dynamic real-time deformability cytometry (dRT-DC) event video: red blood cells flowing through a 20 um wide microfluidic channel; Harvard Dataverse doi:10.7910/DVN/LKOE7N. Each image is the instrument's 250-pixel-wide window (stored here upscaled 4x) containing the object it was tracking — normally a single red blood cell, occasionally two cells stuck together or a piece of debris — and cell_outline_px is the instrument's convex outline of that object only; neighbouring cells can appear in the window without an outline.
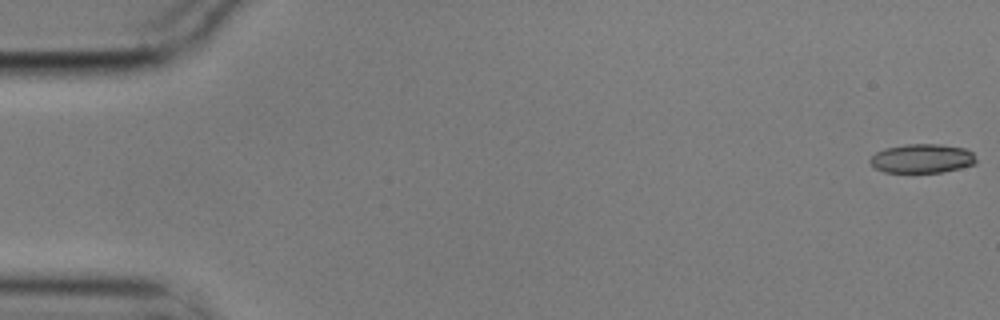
{"species": "common noctule bat (a hibernating species)", "species_latin": "Nyctalus noctula", "temperature_condition": "cold", "stored_images_in_passage": 7, "camera_frame_rate_fps": 3000, "um_per_image_px": 0.085, "animal": {"sex": "male", "body_mass_g": 17.9}, "frame": {"image": 1, "passage_image": 1, "time_ms": 0.0, "image_size_px": [1000, 320], "cell_outline_px": [[976, 164], [960, 168], [940, 172], [884, 172], [876, 168], [868, 160], [876, 152], [884, 148], [908, 144], [940, 144], [964, 148], [972, 152], [976, 160]], "centroid_in_image_um": [78.37, 13.46], "position_along_channel_um": 6.6, "area_um2": 17.86}}
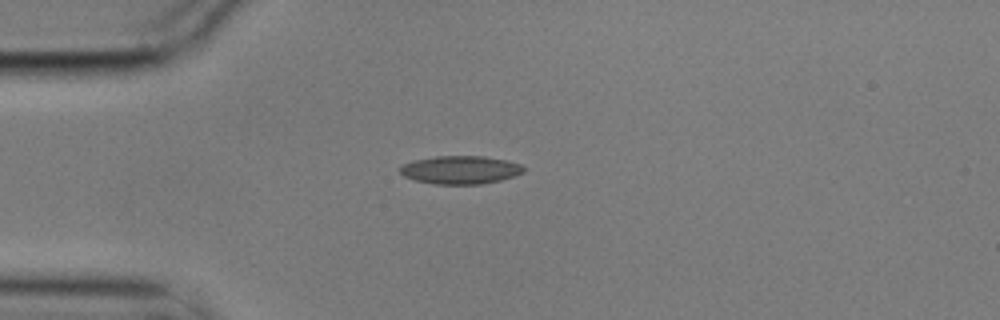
{"frame": {"image": 2, "passage_image": 5, "time_ms": 1.333, "image_size_px": [1000, 320], "cell_outline_px": [[524, 172], [500, 180], [480, 184], [436, 184], [416, 180], [404, 176], [400, 172], [400, 164], [412, 160], [436, 156], [484, 156], [508, 160], [520, 164], [524, 168]], "centroid_in_image_um": [39.11, 14.42], "position_along_channel_um": 45.9, "area_um2": 20.29}}
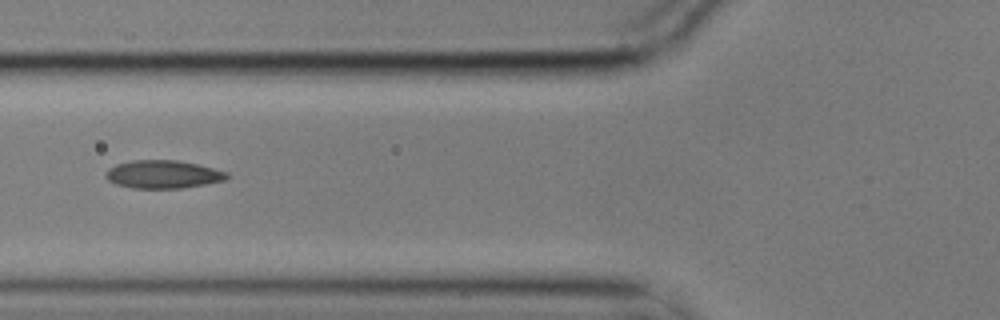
{"frame": {"image": 3, "passage_image": 7, "time_ms": 2.0, "image_size_px": [1000, 320], "cell_outline_px": [[228, 176], [224, 180], [204, 184], [180, 188], [132, 188], [116, 184], [108, 180], [104, 176], [108, 168], [116, 164], [132, 160], [176, 160], [196, 164], [228, 172]], "centroid_in_image_um": [13.81, 14.81], "position_along_channel_um": 112.0, "area_um2": 19.65}}